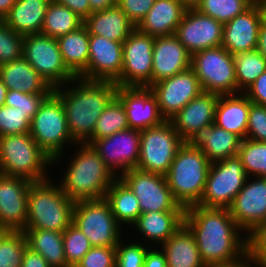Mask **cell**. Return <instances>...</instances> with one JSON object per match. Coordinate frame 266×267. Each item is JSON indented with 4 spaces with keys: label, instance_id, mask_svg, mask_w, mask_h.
Listing matches in <instances>:
<instances>
[{
    "label": "cell",
    "instance_id": "cell-1",
    "mask_svg": "<svg viewBox=\"0 0 266 267\" xmlns=\"http://www.w3.org/2000/svg\"><path fill=\"white\" fill-rule=\"evenodd\" d=\"M184 225L193 234L205 265L247 263V235L229 209L192 205L185 208Z\"/></svg>",
    "mask_w": 266,
    "mask_h": 267
},
{
    "label": "cell",
    "instance_id": "cell-2",
    "mask_svg": "<svg viewBox=\"0 0 266 267\" xmlns=\"http://www.w3.org/2000/svg\"><path fill=\"white\" fill-rule=\"evenodd\" d=\"M117 88L113 81L86 80L80 77L53 88V93L64 107L68 129L76 143L88 144L92 141L96 122L117 95Z\"/></svg>",
    "mask_w": 266,
    "mask_h": 267
},
{
    "label": "cell",
    "instance_id": "cell-3",
    "mask_svg": "<svg viewBox=\"0 0 266 267\" xmlns=\"http://www.w3.org/2000/svg\"><path fill=\"white\" fill-rule=\"evenodd\" d=\"M71 149L75 152L59 175L63 192L74 202L105 198L117 177L90 144L76 143Z\"/></svg>",
    "mask_w": 266,
    "mask_h": 267
},
{
    "label": "cell",
    "instance_id": "cell-4",
    "mask_svg": "<svg viewBox=\"0 0 266 267\" xmlns=\"http://www.w3.org/2000/svg\"><path fill=\"white\" fill-rule=\"evenodd\" d=\"M51 181L53 178L31 184L24 229H46L63 233L73 223L75 202L63 192L56 183L58 181Z\"/></svg>",
    "mask_w": 266,
    "mask_h": 267
},
{
    "label": "cell",
    "instance_id": "cell-5",
    "mask_svg": "<svg viewBox=\"0 0 266 267\" xmlns=\"http://www.w3.org/2000/svg\"><path fill=\"white\" fill-rule=\"evenodd\" d=\"M210 165L200 148L187 142L179 148L165 178L174 199L184 208L200 202Z\"/></svg>",
    "mask_w": 266,
    "mask_h": 267
},
{
    "label": "cell",
    "instance_id": "cell-6",
    "mask_svg": "<svg viewBox=\"0 0 266 267\" xmlns=\"http://www.w3.org/2000/svg\"><path fill=\"white\" fill-rule=\"evenodd\" d=\"M51 166L52 158L39 147L30 133L0 136V173L42 182L51 178Z\"/></svg>",
    "mask_w": 266,
    "mask_h": 267
},
{
    "label": "cell",
    "instance_id": "cell-7",
    "mask_svg": "<svg viewBox=\"0 0 266 267\" xmlns=\"http://www.w3.org/2000/svg\"><path fill=\"white\" fill-rule=\"evenodd\" d=\"M30 135L39 147L52 158L53 167L57 163L59 164V161L63 162L62 159L65 157L63 155L66 153L64 150L76 144L69 132L61 100L53 92L43 101L33 116Z\"/></svg>",
    "mask_w": 266,
    "mask_h": 267
},
{
    "label": "cell",
    "instance_id": "cell-8",
    "mask_svg": "<svg viewBox=\"0 0 266 267\" xmlns=\"http://www.w3.org/2000/svg\"><path fill=\"white\" fill-rule=\"evenodd\" d=\"M73 224L85 234L92 247L117 246L123 235H128L116 221L105 198L76 201Z\"/></svg>",
    "mask_w": 266,
    "mask_h": 267
},
{
    "label": "cell",
    "instance_id": "cell-9",
    "mask_svg": "<svg viewBox=\"0 0 266 267\" xmlns=\"http://www.w3.org/2000/svg\"><path fill=\"white\" fill-rule=\"evenodd\" d=\"M191 68L203 91L220 95H235L237 80L233 55L223 46L208 48L192 55Z\"/></svg>",
    "mask_w": 266,
    "mask_h": 267
},
{
    "label": "cell",
    "instance_id": "cell-10",
    "mask_svg": "<svg viewBox=\"0 0 266 267\" xmlns=\"http://www.w3.org/2000/svg\"><path fill=\"white\" fill-rule=\"evenodd\" d=\"M248 176L235 156L212 162L200 202L203 208L229 209Z\"/></svg>",
    "mask_w": 266,
    "mask_h": 267
},
{
    "label": "cell",
    "instance_id": "cell-11",
    "mask_svg": "<svg viewBox=\"0 0 266 267\" xmlns=\"http://www.w3.org/2000/svg\"><path fill=\"white\" fill-rule=\"evenodd\" d=\"M185 143L170 121L141 130L137 169L165 175Z\"/></svg>",
    "mask_w": 266,
    "mask_h": 267
},
{
    "label": "cell",
    "instance_id": "cell-12",
    "mask_svg": "<svg viewBox=\"0 0 266 267\" xmlns=\"http://www.w3.org/2000/svg\"><path fill=\"white\" fill-rule=\"evenodd\" d=\"M22 56L52 88L76 78L65 66L56 38L42 33L24 36Z\"/></svg>",
    "mask_w": 266,
    "mask_h": 267
},
{
    "label": "cell",
    "instance_id": "cell-13",
    "mask_svg": "<svg viewBox=\"0 0 266 267\" xmlns=\"http://www.w3.org/2000/svg\"><path fill=\"white\" fill-rule=\"evenodd\" d=\"M139 200L142 213L185 211L173 197L165 175L131 169L119 177Z\"/></svg>",
    "mask_w": 266,
    "mask_h": 267
},
{
    "label": "cell",
    "instance_id": "cell-14",
    "mask_svg": "<svg viewBox=\"0 0 266 267\" xmlns=\"http://www.w3.org/2000/svg\"><path fill=\"white\" fill-rule=\"evenodd\" d=\"M154 37L135 29L123 42V67L118 87H146L152 81Z\"/></svg>",
    "mask_w": 266,
    "mask_h": 267
},
{
    "label": "cell",
    "instance_id": "cell-15",
    "mask_svg": "<svg viewBox=\"0 0 266 267\" xmlns=\"http://www.w3.org/2000/svg\"><path fill=\"white\" fill-rule=\"evenodd\" d=\"M141 130L126 129L111 136L90 141L107 167L119 178L125 172L137 167L140 156Z\"/></svg>",
    "mask_w": 266,
    "mask_h": 267
},
{
    "label": "cell",
    "instance_id": "cell-16",
    "mask_svg": "<svg viewBox=\"0 0 266 267\" xmlns=\"http://www.w3.org/2000/svg\"><path fill=\"white\" fill-rule=\"evenodd\" d=\"M149 89L156 97L159 112L166 121L203 92L199 79L191 67L153 84Z\"/></svg>",
    "mask_w": 266,
    "mask_h": 267
},
{
    "label": "cell",
    "instance_id": "cell-17",
    "mask_svg": "<svg viewBox=\"0 0 266 267\" xmlns=\"http://www.w3.org/2000/svg\"><path fill=\"white\" fill-rule=\"evenodd\" d=\"M237 226L249 235L266 221V177H248L229 208Z\"/></svg>",
    "mask_w": 266,
    "mask_h": 267
},
{
    "label": "cell",
    "instance_id": "cell-18",
    "mask_svg": "<svg viewBox=\"0 0 266 267\" xmlns=\"http://www.w3.org/2000/svg\"><path fill=\"white\" fill-rule=\"evenodd\" d=\"M223 24L200 13L195 8L186 9L175 36L191 54L221 46Z\"/></svg>",
    "mask_w": 266,
    "mask_h": 267
},
{
    "label": "cell",
    "instance_id": "cell-19",
    "mask_svg": "<svg viewBox=\"0 0 266 267\" xmlns=\"http://www.w3.org/2000/svg\"><path fill=\"white\" fill-rule=\"evenodd\" d=\"M33 182L0 173V225L23 231L27 221L28 190Z\"/></svg>",
    "mask_w": 266,
    "mask_h": 267
},
{
    "label": "cell",
    "instance_id": "cell-20",
    "mask_svg": "<svg viewBox=\"0 0 266 267\" xmlns=\"http://www.w3.org/2000/svg\"><path fill=\"white\" fill-rule=\"evenodd\" d=\"M122 67L123 43L89 35L87 80L115 82L121 76Z\"/></svg>",
    "mask_w": 266,
    "mask_h": 267
},
{
    "label": "cell",
    "instance_id": "cell-21",
    "mask_svg": "<svg viewBox=\"0 0 266 267\" xmlns=\"http://www.w3.org/2000/svg\"><path fill=\"white\" fill-rule=\"evenodd\" d=\"M116 96L125 107L130 128L144 130L165 121L159 112L157 99L149 88L118 87Z\"/></svg>",
    "mask_w": 266,
    "mask_h": 267
},
{
    "label": "cell",
    "instance_id": "cell-22",
    "mask_svg": "<svg viewBox=\"0 0 266 267\" xmlns=\"http://www.w3.org/2000/svg\"><path fill=\"white\" fill-rule=\"evenodd\" d=\"M191 59L192 55L175 35L154 37L152 81L146 87L189 69Z\"/></svg>",
    "mask_w": 266,
    "mask_h": 267
},
{
    "label": "cell",
    "instance_id": "cell-23",
    "mask_svg": "<svg viewBox=\"0 0 266 267\" xmlns=\"http://www.w3.org/2000/svg\"><path fill=\"white\" fill-rule=\"evenodd\" d=\"M260 26V14L253 3L243 13L223 24L221 46L232 55L256 49Z\"/></svg>",
    "mask_w": 266,
    "mask_h": 267
},
{
    "label": "cell",
    "instance_id": "cell-24",
    "mask_svg": "<svg viewBox=\"0 0 266 267\" xmlns=\"http://www.w3.org/2000/svg\"><path fill=\"white\" fill-rule=\"evenodd\" d=\"M218 98V94L203 91L169 120L185 142L200 128L214 124Z\"/></svg>",
    "mask_w": 266,
    "mask_h": 267
},
{
    "label": "cell",
    "instance_id": "cell-25",
    "mask_svg": "<svg viewBox=\"0 0 266 267\" xmlns=\"http://www.w3.org/2000/svg\"><path fill=\"white\" fill-rule=\"evenodd\" d=\"M185 211H163L147 212L139 215L136 222L129 228L134 227L138 236L143 239L138 240L150 247H160L168 240L182 225H184ZM149 241V242H148ZM150 243V244H149ZM154 243V244H153ZM152 244V245H151Z\"/></svg>",
    "mask_w": 266,
    "mask_h": 267
},
{
    "label": "cell",
    "instance_id": "cell-26",
    "mask_svg": "<svg viewBox=\"0 0 266 267\" xmlns=\"http://www.w3.org/2000/svg\"><path fill=\"white\" fill-rule=\"evenodd\" d=\"M240 142L238 135L216 124L200 128L187 141L190 146L200 148L211 163L237 156Z\"/></svg>",
    "mask_w": 266,
    "mask_h": 267
},
{
    "label": "cell",
    "instance_id": "cell-27",
    "mask_svg": "<svg viewBox=\"0 0 266 267\" xmlns=\"http://www.w3.org/2000/svg\"><path fill=\"white\" fill-rule=\"evenodd\" d=\"M186 9L179 0H156L136 29L152 37L174 35Z\"/></svg>",
    "mask_w": 266,
    "mask_h": 267
},
{
    "label": "cell",
    "instance_id": "cell-28",
    "mask_svg": "<svg viewBox=\"0 0 266 267\" xmlns=\"http://www.w3.org/2000/svg\"><path fill=\"white\" fill-rule=\"evenodd\" d=\"M0 78L7 90L22 91L29 94L53 92V88L48 82L23 56L0 65Z\"/></svg>",
    "mask_w": 266,
    "mask_h": 267
},
{
    "label": "cell",
    "instance_id": "cell-29",
    "mask_svg": "<svg viewBox=\"0 0 266 267\" xmlns=\"http://www.w3.org/2000/svg\"><path fill=\"white\" fill-rule=\"evenodd\" d=\"M84 25L89 35L103 36L121 43L136 29L118 5L93 12L84 20Z\"/></svg>",
    "mask_w": 266,
    "mask_h": 267
},
{
    "label": "cell",
    "instance_id": "cell-30",
    "mask_svg": "<svg viewBox=\"0 0 266 267\" xmlns=\"http://www.w3.org/2000/svg\"><path fill=\"white\" fill-rule=\"evenodd\" d=\"M249 109L250 100L242 92L235 95H220L215 108L214 124L245 139Z\"/></svg>",
    "mask_w": 266,
    "mask_h": 267
},
{
    "label": "cell",
    "instance_id": "cell-31",
    "mask_svg": "<svg viewBox=\"0 0 266 267\" xmlns=\"http://www.w3.org/2000/svg\"><path fill=\"white\" fill-rule=\"evenodd\" d=\"M63 62L75 76L87 80L89 32L83 24L77 30L57 38Z\"/></svg>",
    "mask_w": 266,
    "mask_h": 267
},
{
    "label": "cell",
    "instance_id": "cell-32",
    "mask_svg": "<svg viewBox=\"0 0 266 267\" xmlns=\"http://www.w3.org/2000/svg\"><path fill=\"white\" fill-rule=\"evenodd\" d=\"M51 0H16L3 18L6 24L20 35L41 33L45 13Z\"/></svg>",
    "mask_w": 266,
    "mask_h": 267
},
{
    "label": "cell",
    "instance_id": "cell-33",
    "mask_svg": "<svg viewBox=\"0 0 266 267\" xmlns=\"http://www.w3.org/2000/svg\"><path fill=\"white\" fill-rule=\"evenodd\" d=\"M167 260V267H203L205 264L197 248L195 238L182 225L160 246Z\"/></svg>",
    "mask_w": 266,
    "mask_h": 267
},
{
    "label": "cell",
    "instance_id": "cell-34",
    "mask_svg": "<svg viewBox=\"0 0 266 267\" xmlns=\"http://www.w3.org/2000/svg\"><path fill=\"white\" fill-rule=\"evenodd\" d=\"M23 232L28 248L39 253L51 267H68L63 233L46 229H24Z\"/></svg>",
    "mask_w": 266,
    "mask_h": 267
},
{
    "label": "cell",
    "instance_id": "cell-35",
    "mask_svg": "<svg viewBox=\"0 0 266 267\" xmlns=\"http://www.w3.org/2000/svg\"><path fill=\"white\" fill-rule=\"evenodd\" d=\"M105 199L109 202L116 221L123 228L132 226L141 214L139 200L120 178L107 190Z\"/></svg>",
    "mask_w": 266,
    "mask_h": 267
},
{
    "label": "cell",
    "instance_id": "cell-36",
    "mask_svg": "<svg viewBox=\"0 0 266 267\" xmlns=\"http://www.w3.org/2000/svg\"><path fill=\"white\" fill-rule=\"evenodd\" d=\"M83 24L84 21L68 7L51 0L45 13L41 33L57 39L77 30Z\"/></svg>",
    "mask_w": 266,
    "mask_h": 267
},
{
    "label": "cell",
    "instance_id": "cell-37",
    "mask_svg": "<svg viewBox=\"0 0 266 267\" xmlns=\"http://www.w3.org/2000/svg\"><path fill=\"white\" fill-rule=\"evenodd\" d=\"M237 89L243 93L266 71V58L256 49L233 55Z\"/></svg>",
    "mask_w": 266,
    "mask_h": 267
},
{
    "label": "cell",
    "instance_id": "cell-38",
    "mask_svg": "<svg viewBox=\"0 0 266 267\" xmlns=\"http://www.w3.org/2000/svg\"><path fill=\"white\" fill-rule=\"evenodd\" d=\"M129 128L125 107L115 96L99 116L92 133V141Z\"/></svg>",
    "mask_w": 266,
    "mask_h": 267
},
{
    "label": "cell",
    "instance_id": "cell-39",
    "mask_svg": "<svg viewBox=\"0 0 266 267\" xmlns=\"http://www.w3.org/2000/svg\"><path fill=\"white\" fill-rule=\"evenodd\" d=\"M237 157L248 177H266V142L241 139Z\"/></svg>",
    "mask_w": 266,
    "mask_h": 267
},
{
    "label": "cell",
    "instance_id": "cell-40",
    "mask_svg": "<svg viewBox=\"0 0 266 267\" xmlns=\"http://www.w3.org/2000/svg\"><path fill=\"white\" fill-rule=\"evenodd\" d=\"M253 3L254 0H201L195 9L225 24L247 10Z\"/></svg>",
    "mask_w": 266,
    "mask_h": 267
},
{
    "label": "cell",
    "instance_id": "cell-41",
    "mask_svg": "<svg viewBox=\"0 0 266 267\" xmlns=\"http://www.w3.org/2000/svg\"><path fill=\"white\" fill-rule=\"evenodd\" d=\"M27 247L23 231H9L0 241V267H21Z\"/></svg>",
    "mask_w": 266,
    "mask_h": 267
},
{
    "label": "cell",
    "instance_id": "cell-42",
    "mask_svg": "<svg viewBox=\"0 0 266 267\" xmlns=\"http://www.w3.org/2000/svg\"><path fill=\"white\" fill-rule=\"evenodd\" d=\"M63 244L68 266H76L92 248L89 239L73 223L63 232Z\"/></svg>",
    "mask_w": 266,
    "mask_h": 267
},
{
    "label": "cell",
    "instance_id": "cell-43",
    "mask_svg": "<svg viewBox=\"0 0 266 267\" xmlns=\"http://www.w3.org/2000/svg\"><path fill=\"white\" fill-rule=\"evenodd\" d=\"M125 237L124 235L116 246L115 267H143L145 255L150 246L137 241L138 236L136 240L130 237L123 240ZM128 239H130L129 242Z\"/></svg>",
    "mask_w": 266,
    "mask_h": 267
},
{
    "label": "cell",
    "instance_id": "cell-44",
    "mask_svg": "<svg viewBox=\"0 0 266 267\" xmlns=\"http://www.w3.org/2000/svg\"><path fill=\"white\" fill-rule=\"evenodd\" d=\"M32 118L9 106L0 107V136L30 133Z\"/></svg>",
    "mask_w": 266,
    "mask_h": 267
},
{
    "label": "cell",
    "instance_id": "cell-45",
    "mask_svg": "<svg viewBox=\"0 0 266 267\" xmlns=\"http://www.w3.org/2000/svg\"><path fill=\"white\" fill-rule=\"evenodd\" d=\"M23 38L0 19V65L22 57Z\"/></svg>",
    "mask_w": 266,
    "mask_h": 267
},
{
    "label": "cell",
    "instance_id": "cell-46",
    "mask_svg": "<svg viewBox=\"0 0 266 267\" xmlns=\"http://www.w3.org/2000/svg\"><path fill=\"white\" fill-rule=\"evenodd\" d=\"M51 93L29 94L22 91L7 90L5 106L17 108L20 112L33 116L39 110L40 105Z\"/></svg>",
    "mask_w": 266,
    "mask_h": 267
},
{
    "label": "cell",
    "instance_id": "cell-47",
    "mask_svg": "<svg viewBox=\"0 0 266 267\" xmlns=\"http://www.w3.org/2000/svg\"><path fill=\"white\" fill-rule=\"evenodd\" d=\"M246 138L266 142V106L250 101Z\"/></svg>",
    "mask_w": 266,
    "mask_h": 267
},
{
    "label": "cell",
    "instance_id": "cell-48",
    "mask_svg": "<svg viewBox=\"0 0 266 267\" xmlns=\"http://www.w3.org/2000/svg\"><path fill=\"white\" fill-rule=\"evenodd\" d=\"M116 246L92 247L76 267H115Z\"/></svg>",
    "mask_w": 266,
    "mask_h": 267
},
{
    "label": "cell",
    "instance_id": "cell-49",
    "mask_svg": "<svg viewBox=\"0 0 266 267\" xmlns=\"http://www.w3.org/2000/svg\"><path fill=\"white\" fill-rule=\"evenodd\" d=\"M247 261H266V221L258 225L249 235Z\"/></svg>",
    "mask_w": 266,
    "mask_h": 267
},
{
    "label": "cell",
    "instance_id": "cell-50",
    "mask_svg": "<svg viewBox=\"0 0 266 267\" xmlns=\"http://www.w3.org/2000/svg\"><path fill=\"white\" fill-rule=\"evenodd\" d=\"M156 0H117V5L137 26L143 17L150 11Z\"/></svg>",
    "mask_w": 266,
    "mask_h": 267
},
{
    "label": "cell",
    "instance_id": "cell-51",
    "mask_svg": "<svg viewBox=\"0 0 266 267\" xmlns=\"http://www.w3.org/2000/svg\"><path fill=\"white\" fill-rule=\"evenodd\" d=\"M243 93L252 103L266 106V71L248 86Z\"/></svg>",
    "mask_w": 266,
    "mask_h": 267
},
{
    "label": "cell",
    "instance_id": "cell-52",
    "mask_svg": "<svg viewBox=\"0 0 266 267\" xmlns=\"http://www.w3.org/2000/svg\"><path fill=\"white\" fill-rule=\"evenodd\" d=\"M56 3L68 7L83 21L91 14L89 0H54Z\"/></svg>",
    "mask_w": 266,
    "mask_h": 267
},
{
    "label": "cell",
    "instance_id": "cell-53",
    "mask_svg": "<svg viewBox=\"0 0 266 267\" xmlns=\"http://www.w3.org/2000/svg\"><path fill=\"white\" fill-rule=\"evenodd\" d=\"M143 267H167L166 256L160 247L158 249L157 246L148 249Z\"/></svg>",
    "mask_w": 266,
    "mask_h": 267
},
{
    "label": "cell",
    "instance_id": "cell-54",
    "mask_svg": "<svg viewBox=\"0 0 266 267\" xmlns=\"http://www.w3.org/2000/svg\"><path fill=\"white\" fill-rule=\"evenodd\" d=\"M21 267H51L47 261L37 252L28 247L23 256Z\"/></svg>",
    "mask_w": 266,
    "mask_h": 267
},
{
    "label": "cell",
    "instance_id": "cell-55",
    "mask_svg": "<svg viewBox=\"0 0 266 267\" xmlns=\"http://www.w3.org/2000/svg\"><path fill=\"white\" fill-rule=\"evenodd\" d=\"M91 14L117 5V0H89Z\"/></svg>",
    "mask_w": 266,
    "mask_h": 267
},
{
    "label": "cell",
    "instance_id": "cell-56",
    "mask_svg": "<svg viewBox=\"0 0 266 267\" xmlns=\"http://www.w3.org/2000/svg\"><path fill=\"white\" fill-rule=\"evenodd\" d=\"M256 50L266 58V26L261 25Z\"/></svg>",
    "mask_w": 266,
    "mask_h": 267
},
{
    "label": "cell",
    "instance_id": "cell-57",
    "mask_svg": "<svg viewBox=\"0 0 266 267\" xmlns=\"http://www.w3.org/2000/svg\"><path fill=\"white\" fill-rule=\"evenodd\" d=\"M16 0H0V19H3L11 10Z\"/></svg>",
    "mask_w": 266,
    "mask_h": 267
},
{
    "label": "cell",
    "instance_id": "cell-58",
    "mask_svg": "<svg viewBox=\"0 0 266 267\" xmlns=\"http://www.w3.org/2000/svg\"><path fill=\"white\" fill-rule=\"evenodd\" d=\"M260 14L261 25L266 26V0H254Z\"/></svg>",
    "mask_w": 266,
    "mask_h": 267
},
{
    "label": "cell",
    "instance_id": "cell-59",
    "mask_svg": "<svg viewBox=\"0 0 266 267\" xmlns=\"http://www.w3.org/2000/svg\"><path fill=\"white\" fill-rule=\"evenodd\" d=\"M6 93L7 87L3 84L0 78V107L5 105Z\"/></svg>",
    "mask_w": 266,
    "mask_h": 267
},
{
    "label": "cell",
    "instance_id": "cell-60",
    "mask_svg": "<svg viewBox=\"0 0 266 267\" xmlns=\"http://www.w3.org/2000/svg\"><path fill=\"white\" fill-rule=\"evenodd\" d=\"M203 267H246V263H233V264H208Z\"/></svg>",
    "mask_w": 266,
    "mask_h": 267
},
{
    "label": "cell",
    "instance_id": "cell-61",
    "mask_svg": "<svg viewBox=\"0 0 266 267\" xmlns=\"http://www.w3.org/2000/svg\"><path fill=\"white\" fill-rule=\"evenodd\" d=\"M182 2V4L187 8H195L201 0H179Z\"/></svg>",
    "mask_w": 266,
    "mask_h": 267
},
{
    "label": "cell",
    "instance_id": "cell-62",
    "mask_svg": "<svg viewBox=\"0 0 266 267\" xmlns=\"http://www.w3.org/2000/svg\"><path fill=\"white\" fill-rule=\"evenodd\" d=\"M246 267H266V261H247Z\"/></svg>",
    "mask_w": 266,
    "mask_h": 267
},
{
    "label": "cell",
    "instance_id": "cell-63",
    "mask_svg": "<svg viewBox=\"0 0 266 267\" xmlns=\"http://www.w3.org/2000/svg\"><path fill=\"white\" fill-rule=\"evenodd\" d=\"M9 232V230L0 225V241Z\"/></svg>",
    "mask_w": 266,
    "mask_h": 267
}]
</instances>
